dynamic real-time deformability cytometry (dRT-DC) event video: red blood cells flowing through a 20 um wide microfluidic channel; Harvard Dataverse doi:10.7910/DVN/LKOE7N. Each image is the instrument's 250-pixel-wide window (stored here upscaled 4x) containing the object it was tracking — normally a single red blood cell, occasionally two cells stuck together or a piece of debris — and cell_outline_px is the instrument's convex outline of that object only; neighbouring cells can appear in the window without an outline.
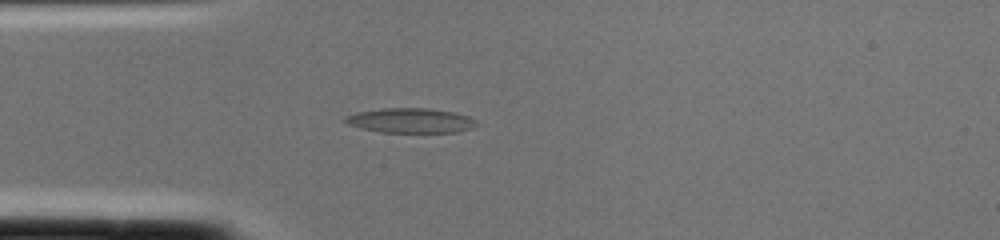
{"species": "common noctule bat (a hibernating species)", "species_latin": "Nyctalus noctula", "temperature_condition": "cold", "stored_images_in_passage": 1, "camera_frame_rate_fps": 3000, "um_per_image_px": 0.085, "animal": {"sex": "female", "body_mass_g": 22.0, "forearm_length_mm": 56.7}, "frame": {"image": 1, "passage_image": 1, "time_ms": 0.0, "image_size_px": [1000, 240], "cell_outline_px": [[480, 124], [472, 128], [456, 132], [380, 132], [360, 128], [348, 124], [344, 120], [344, 116], [356, 112], [380, 108], [428, 108], [452, 112], [468, 116], [476, 120]], "centroid_in_image_um": [34.89, 10.24], "position_along_channel_um": 50.1, "area_um2": 19.02}}